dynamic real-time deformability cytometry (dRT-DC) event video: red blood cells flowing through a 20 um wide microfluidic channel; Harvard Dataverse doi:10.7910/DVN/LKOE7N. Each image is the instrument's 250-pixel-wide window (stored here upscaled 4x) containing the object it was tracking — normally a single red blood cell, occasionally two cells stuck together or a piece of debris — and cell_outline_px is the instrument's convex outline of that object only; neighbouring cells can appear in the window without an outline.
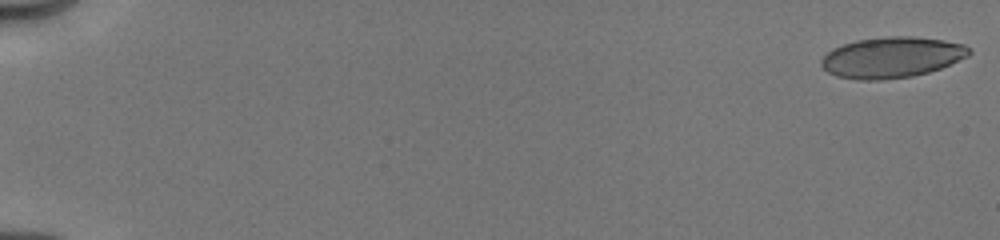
{"species": "human", "species_latin": "Homo sapiens", "temperature_condition": "cold", "stored_images_in_passage": 26, "camera_frame_rate_fps": 3000, "um_per_image_px": 0.085, "donor": {"sex": "male"}, "frame": {"image": 1, "passage_image": 1, "time_ms": 0.0, "image_size_px": [1000, 240], "cell_outline_px": [[972, 52], [968, 56], [940, 68], [928, 72], [912, 76], [880, 80], [860, 80], [836, 76], [828, 72], [820, 64], [820, 60], [832, 48], [856, 40], [888, 36], [912, 36], [944, 40], [964, 44], [972, 48]], "centroid_in_image_um": [75.81, 4.87], "position_along_channel_um": 9.2, "area_um2": 35.2}}
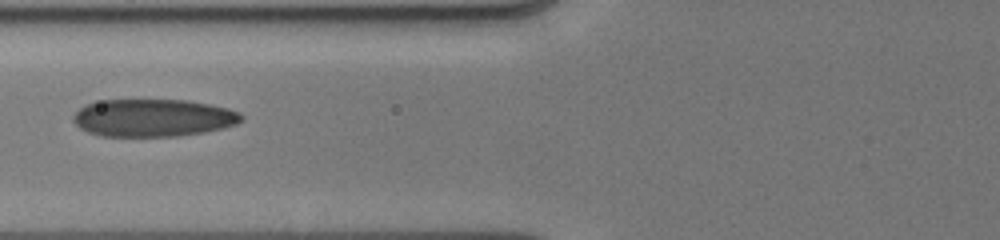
{"frame": {"image": 2, "passage_image": 15, "time_ms": 7.333, "image_size_px": [1000, 240], "cell_outline_px": [[244, 120], [236, 124], [224, 128], [204, 132], [176, 136], [100, 136], [88, 132], [80, 128], [72, 120], [72, 116], [80, 108], [88, 104], [104, 100], [188, 100], [228, 108], [240, 112], [244, 116]], "centroid_in_image_um": [13.05, 10.02], "position_along_channel_um": 112.8, "area_um2": 36.88}}
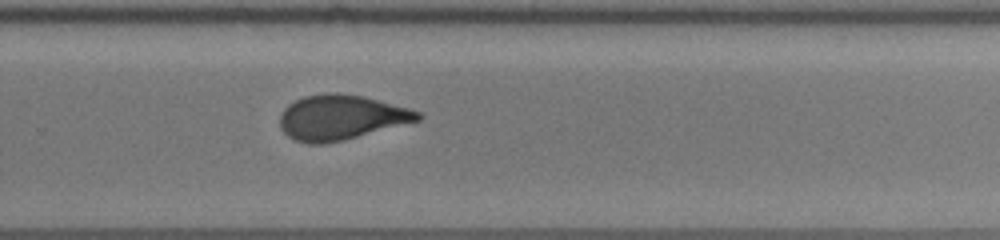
{"frame": {"image": 3, "passage_image": 26, "time_ms": 12.0, "image_size_px": [1000, 240], "cell_outline_px": [[424, 116], [420, 120], [344, 140], [324, 144], [308, 144], [292, 140], [280, 128], [280, 112], [288, 104], [304, 96], [328, 92], [336, 92], [364, 96], [408, 108], [420, 112]], "centroid_in_image_um": [28.95, 9.98], "position_along_channel_um": 300.8, "area_um2": 36.3}}